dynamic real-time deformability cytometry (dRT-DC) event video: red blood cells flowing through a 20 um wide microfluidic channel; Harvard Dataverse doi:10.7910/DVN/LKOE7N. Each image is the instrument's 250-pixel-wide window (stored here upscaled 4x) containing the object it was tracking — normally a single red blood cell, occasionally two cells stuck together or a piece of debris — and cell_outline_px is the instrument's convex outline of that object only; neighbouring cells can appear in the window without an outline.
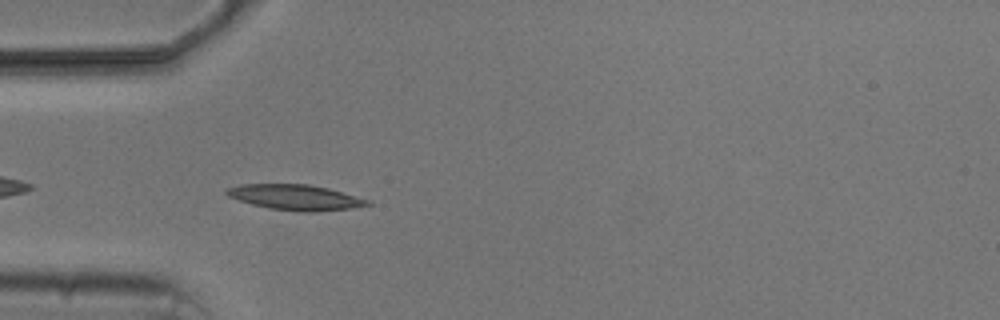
{"species": "common noctule bat (a hibernating species)", "species_latin": "Nyctalus noctula", "temperature_condition": "cold", "stored_images_in_passage": 6, "camera_frame_rate_fps": 3000, "um_per_image_px": 0.085, "animal": {"sex": "male", "body_mass_g": 20.5, "forearm_length_mm": 52.5}, "frame": {"image": 1, "passage_image": 5, "time_ms": 5.667, "image_size_px": [1000, 320], "cell_outline_px": [[372, 204], [352, 208], [316, 212], [296, 212], [268, 208], [252, 204], [228, 196], [224, 192], [228, 188], [244, 184], [308, 184], [328, 188], [372, 200]], "centroid_in_image_um": [25.17, 16.78], "position_along_channel_um": 59.8, "area_um2": 20.98}}
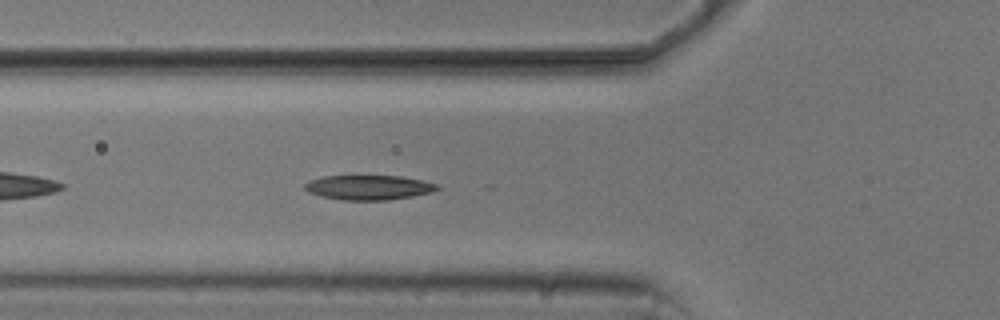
{"frame": {"image": 2, "passage_image": 6, "time_ms": 6.667, "image_size_px": [1000, 320], "cell_outline_px": [[440, 188], [432, 192], [412, 196], [388, 200], [340, 200], [320, 196], [308, 192], [304, 188], [304, 184], [308, 180], [324, 176], [400, 176], [440, 184]], "centroid_in_image_um": [31.32, 15.93], "position_along_channel_um": 94.5, "area_um2": 19.13}}